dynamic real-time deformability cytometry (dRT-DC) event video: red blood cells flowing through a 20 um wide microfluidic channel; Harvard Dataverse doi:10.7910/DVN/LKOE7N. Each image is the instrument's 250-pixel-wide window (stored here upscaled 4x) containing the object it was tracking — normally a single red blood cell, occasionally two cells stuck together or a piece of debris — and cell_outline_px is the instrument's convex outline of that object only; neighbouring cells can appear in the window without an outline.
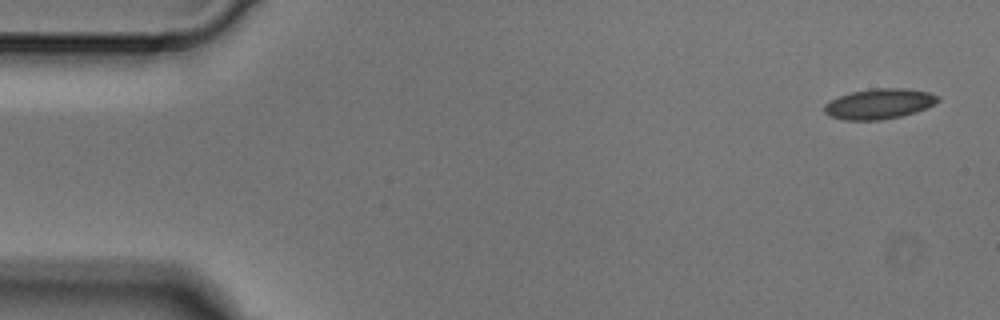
{"species": "Egyptian fruit bat (a non-hibernating species)", "species_latin": "Rousettus aegyptiacus", "temperature_condition": "cold", "stored_images_in_passage": 4, "camera_frame_rate_fps": 3000, "um_per_image_px": 0.085, "animal": {"sex": "male"}, "frame": {"image": 1, "passage_image": 1, "time_ms": 0.0, "image_size_px": [1000, 320], "cell_outline_px": [[940, 100], [936, 104], [916, 112], [900, 116], [880, 120], [844, 120], [828, 116], [824, 112], [824, 104], [840, 96], [852, 92], [872, 88], [904, 88], [928, 92], [940, 96]], "centroid_in_image_um": [74.75, 8.83], "position_along_channel_um": 10.3, "area_um2": 20.11}}